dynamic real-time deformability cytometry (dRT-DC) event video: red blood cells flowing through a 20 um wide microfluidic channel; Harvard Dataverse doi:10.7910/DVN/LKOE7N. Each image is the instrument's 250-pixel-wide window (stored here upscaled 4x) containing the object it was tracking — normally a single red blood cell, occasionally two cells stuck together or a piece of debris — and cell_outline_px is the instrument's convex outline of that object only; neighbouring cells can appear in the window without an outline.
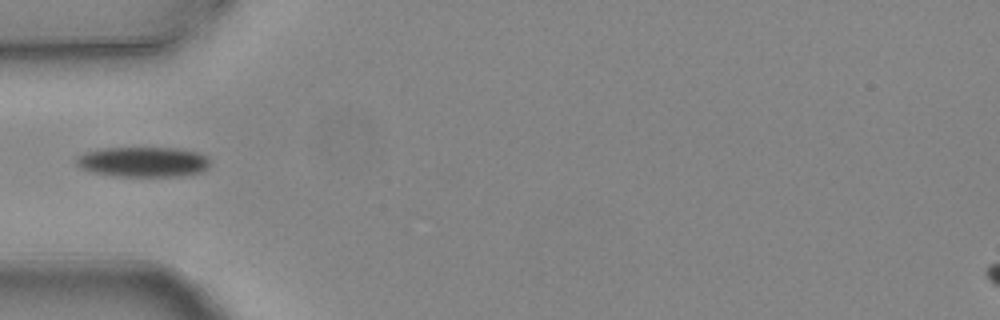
{"species": "common noctule bat (a hibernating species)", "species_latin": "Nyctalus noctula", "temperature_condition": "warm", "stored_images_in_passage": 4, "camera_frame_rate_fps": 3000, "um_per_image_px": 0.085, "animal": {"sex": "female", "body_mass_g": 24.6, "forearm_length_mm": 56.2}, "frame": {"image": 1, "passage_image": 4, "time_ms": 1.0, "image_size_px": [1000, 320], "cell_outline_px": [[208, 168], [200, 172], [180, 176], [112, 176], [92, 172], [80, 168], [76, 164], [76, 156], [84, 152], [104, 148], [176, 148], [200, 152], [208, 160]], "centroid_in_image_um": [12.12, 13.76], "position_along_channel_um": 72.9, "area_um2": 23.52}}